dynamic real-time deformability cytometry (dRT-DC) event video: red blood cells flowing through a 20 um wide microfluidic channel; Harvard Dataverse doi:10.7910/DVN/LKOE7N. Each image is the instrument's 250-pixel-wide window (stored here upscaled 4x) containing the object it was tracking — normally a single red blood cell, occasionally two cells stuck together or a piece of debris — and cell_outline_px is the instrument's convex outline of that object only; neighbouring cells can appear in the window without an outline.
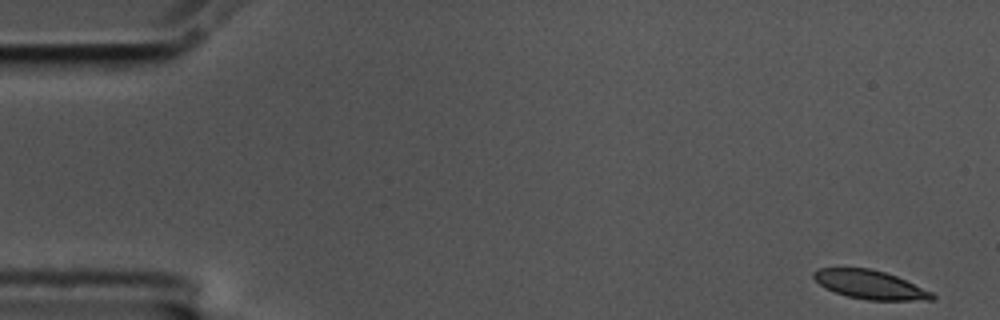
{"species": "common noctule bat (a hibernating species)", "species_latin": "Nyctalus noctula", "temperature_condition": "cold", "stored_images_in_passage": 57, "camera_frame_rate_fps": 3000, "um_per_image_px": 0.085, "animal": {"sex": "male", "body_mass_g": 17.5, "forearm_length_mm": 52.3}, "frame": {"image": 1, "passage_image": 1, "time_ms": 0.0, "image_size_px": [1000, 320], "cell_outline_px": [[936, 300], [868, 300], [848, 296], [836, 292], [820, 284], [812, 276], [812, 272], [816, 268], [868, 268], [884, 272], [896, 276], [932, 292], [936, 296]], "centroid_in_image_um": [73.96, 24.19], "position_along_channel_um": 11.0, "area_um2": 19.59}}
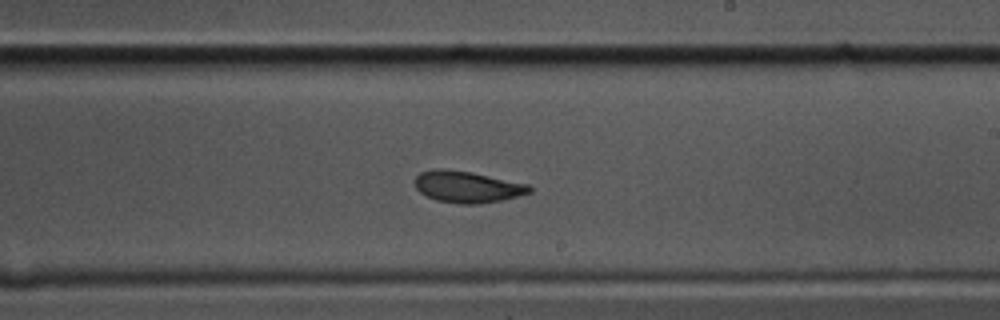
{"frame": {"image": 2, "passage_image": 33, "time_ms": 10.667, "image_size_px": [1000, 320], "cell_outline_px": [[532, 192], [500, 200], [476, 204], [460, 204], [436, 200], [420, 192], [416, 188], [412, 180], [420, 172], [436, 168], [444, 168], [472, 172], [528, 184], [532, 188]], "centroid_in_image_um": [39.67, 15.86], "position_along_channel_um": 249.3, "area_um2": 21.1}}
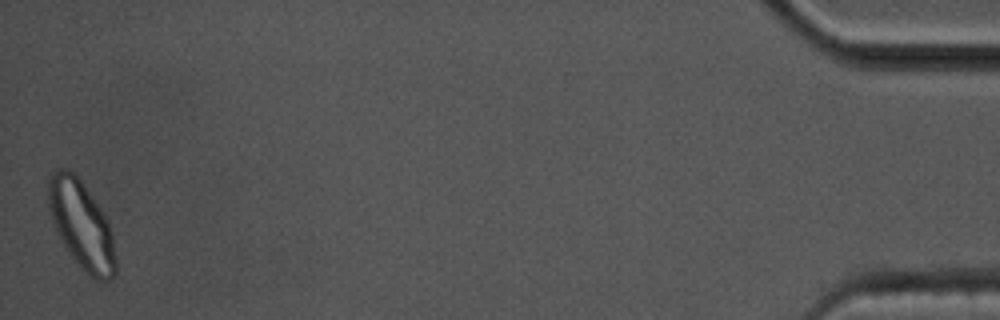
{"frame": {"image": 3, "passage_image": 57, "time_ms": 18.667, "image_size_px": [1000, 320], "cell_outline_px": [[116, 272], [112, 280], [96, 280], [88, 276], [64, 248], [56, 232], [48, 208], [48, 180], [52, 172], [60, 168], [64, 168], [72, 172], [80, 180], [100, 208], [112, 232], [116, 260]], "centroid_in_image_um": [6.91, 19.17], "position_along_channel_um": 428.3, "area_um2": 34.45}, "authors_computed_cell_mechanics": {"area_um2": 21.2704, "velocity_mm_per_s": 3.409, "shape_relaxation_time_tau1_ms": 3.0767, "shape_relaxation_time_tau2_ms": 1.9165, "deformation_change_tau1": 0.1326, "deformation_change_tau2": 0.0705}}